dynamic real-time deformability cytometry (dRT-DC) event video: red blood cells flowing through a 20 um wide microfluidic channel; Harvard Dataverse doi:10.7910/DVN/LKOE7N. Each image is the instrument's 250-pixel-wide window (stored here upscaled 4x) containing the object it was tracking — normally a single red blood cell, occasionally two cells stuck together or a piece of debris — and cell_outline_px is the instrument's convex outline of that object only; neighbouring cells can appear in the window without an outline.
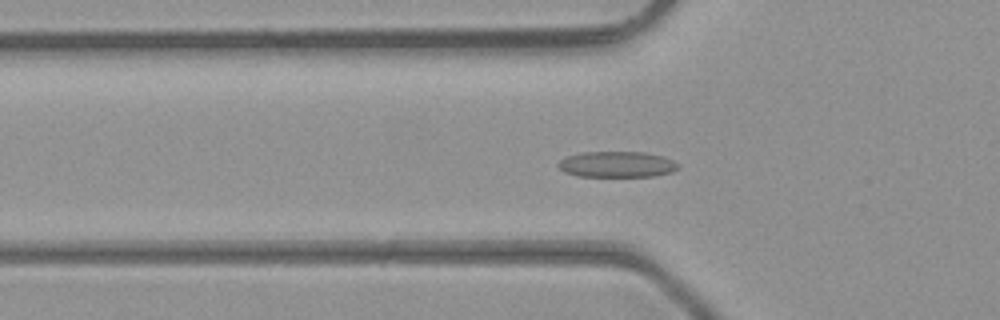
{"species": "common noctule bat (a hibernating species)", "species_latin": "Nyctalus noctula", "temperature_condition": "room temperature", "stored_images_in_passage": 28, "camera_frame_rate_fps": 3000, "um_per_image_px": 0.085, "animal": {"sex": "male", "body_mass_g": 23.1, "forearm_length_mm": 52.7}, "frame": {"image": 1, "passage_image": 2, "time_ms": 0.333, "image_size_px": [1000, 320], "cell_outline_px": [[680, 168], [672, 172], [652, 176], [576, 176], [564, 172], [556, 164], [560, 160], [568, 156], [580, 152], [644, 152], [664, 156], [680, 164]], "centroid_in_image_um": [52.45, 13.97], "position_along_channel_um": 73.3, "area_um2": 18.21}}
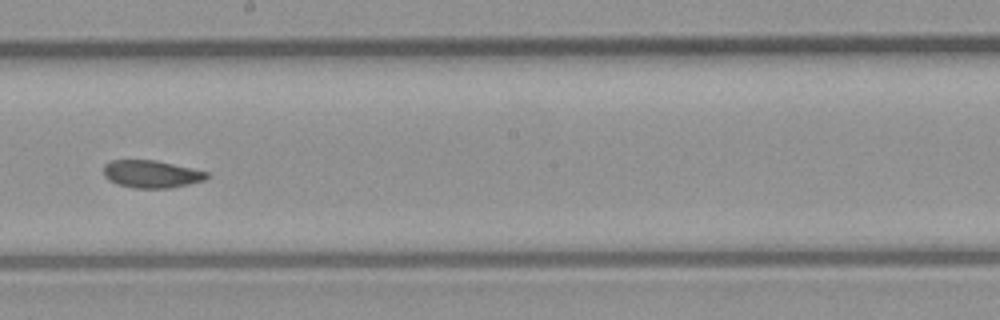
{"frame": {"image": 2, "passage_image": 13, "time_ms": 4.0, "image_size_px": [1000, 320], "cell_outline_px": [[208, 176], [204, 180], [172, 188], [132, 188], [116, 184], [108, 180], [104, 176], [104, 164], [112, 160], [156, 160], [208, 172]], "centroid_in_image_um": [12.83, 14.8], "position_along_channel_um": 235.4, "area_um2": 16.59}}
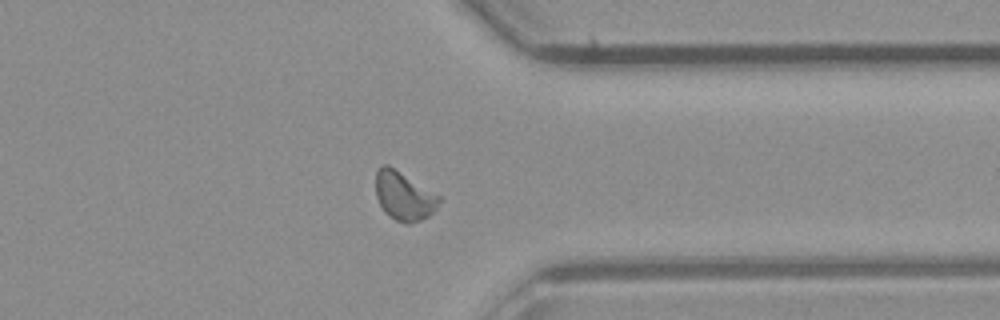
{"frame": {"image": 3, "passage_image": 23, "time_ms": 7.333, "image_size_px": [1000, 320], "cell_outline_px": [[440, 200], [436, 208], [428, 216], [420, 220], [408, 224], [396, 220], [384, 212], [376, 196], [376, 172], [380, 164], [388, 164], [440, 196]], "centroid_in_image_um": [34.31, 16.64], "position_along_channel_um": 377.1, "area_um2": 17.8}, "authors_computed_cell_mechanics": {"area_um2": 16.9932, "velocity_mm_per_s": 4.3919, "shape_relaxation_time_tau1_ms": null, "shape_relaxation_time_tau2_ms": 1.9387, "deformation_change_tau1": null, "deformation_change_tau2": 0.0641}}